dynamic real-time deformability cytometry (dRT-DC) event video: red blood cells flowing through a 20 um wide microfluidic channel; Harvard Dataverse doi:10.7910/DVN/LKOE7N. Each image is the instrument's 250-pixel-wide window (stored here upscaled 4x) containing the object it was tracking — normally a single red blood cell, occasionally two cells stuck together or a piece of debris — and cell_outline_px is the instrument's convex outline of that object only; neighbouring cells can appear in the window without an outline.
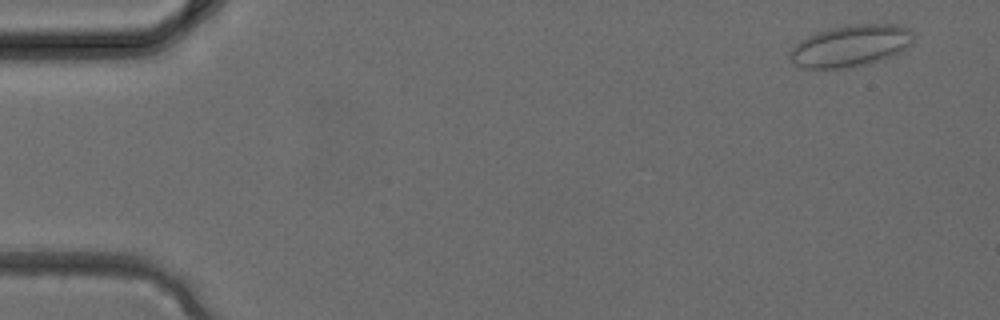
{"species": "common noctule bat (a hibernating species)", "species_latin": "Nyctalus noctula", "temperature_condition": "cold", "stored_images_in_passage": 3, "camera_frame_rate_fps": 3000, "um_per_image_px": 0.085, "animal": {"sex": "female", "body_mass_g": 24.6, "forearm_length_mm": 56.2}, "frame": {"image": 1, "passage_image": 1, "time_ms": 0.0, "image_size_px": [1000, 320], "cell_outline_px": [[912, 40], [908, 48], [892, 56], [868, 64], [848, 68], [824, 72], [816, 72], [804, 68], [796, 64], [788, 56], [788, 52], [800, 40], [816, 32], [848, 24], [896, 24], [908, 28], [912, 32]], "centroid_in_image_um": [72.25, 3.94], "position_along_channel_um": 12.8, "area_um2": 30.81}}